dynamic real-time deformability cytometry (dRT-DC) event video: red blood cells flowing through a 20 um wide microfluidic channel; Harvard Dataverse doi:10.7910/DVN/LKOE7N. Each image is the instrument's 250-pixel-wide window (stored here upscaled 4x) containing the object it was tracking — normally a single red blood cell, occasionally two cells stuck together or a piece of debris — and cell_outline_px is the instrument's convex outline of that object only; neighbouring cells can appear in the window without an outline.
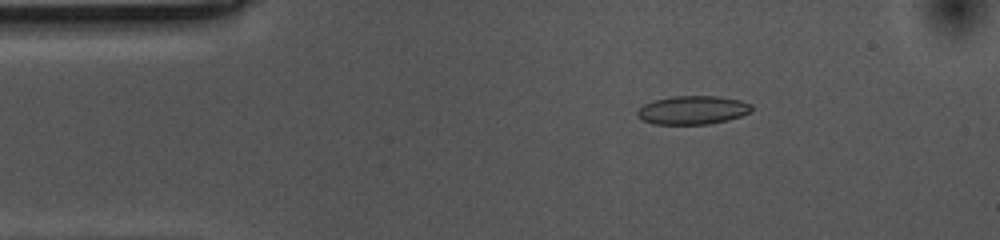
{"species": "common noctule bat (a hibernating species)", "species_latin": "Nyctalus noctula", "temperature_condition": "cold", "stored_images_in_passage": 52, "camera_frame_rate_fps": 3000, "um_per_image_px": 0.085, "animal": {"sex": "female", "body_mass_g": 10.0, "forearm_length_mm": 53.1}, "frame": {"image": 1, "passage_image": 5, "time_ms": 1.333, "image_size_px": [1000, 240], "cell_outline_px": [[752, 108], [748, 112], [740, 116], [728, 120], [708, 124], [656, 124], [644, 120], [636, 116], [636, 112], [644, 104], [652, 100], [672, 96], [716, 96], [740, 100], [752, 104]], "centroid_in_image_um": [58.85, 9.35], "position_along_channel_um": 26.1, "area_um2": 18.96}}
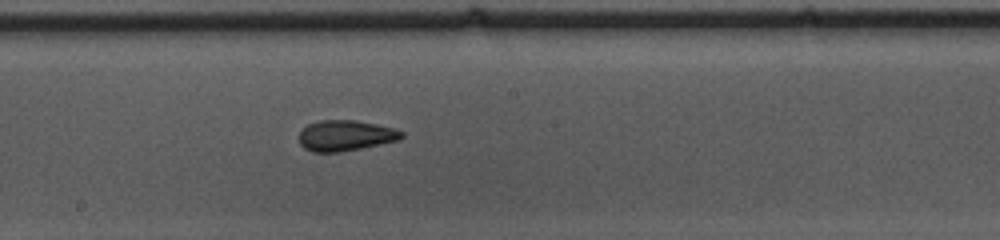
{"frame": {"image": 2, "passage_image": 25, "time_ms": 8.0, "image_size_px": [1000, 240], "cell_outline_px": [[404, 136], [400, 140], [340, 152], [312, 152], [304, 148], [300, 144], [300, 132], [308, 124], [320, 120], [356, 120], [396, 128], [404, 132]], "centroid_in_image_um": [29.4, 11.52], "position_along_channel_um": 218.8, "area_um2": 18.38}}
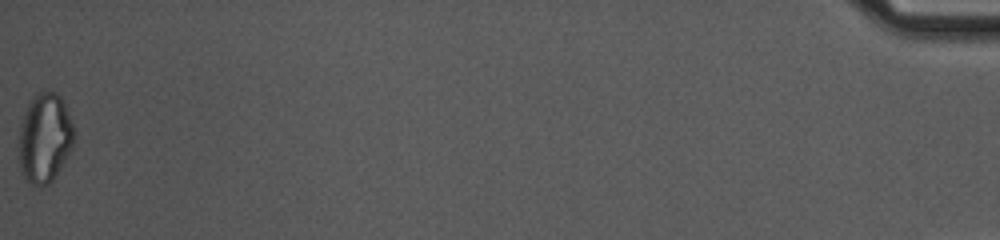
{"frame": {"image": 3, "passage_image": 52, "time_ms": 17.0, "image_size_px": [1000, 240], "cell_outline_px": [[72, 148], [60, 168], [52, 180], [48, 184], [40, 188], [24, 180], [20, 172], [20, 124], [28, 100], [36, 92], [56, 92], [60, 96], [64, 104], [72, 124]], "centroid_in_image_um": [3.76, 11.74], "position_along_channel_um": 431.4, "area_um2": 28.61}, "authors_computed_cell_mechanics": {"area_um2": 18.7272, "velocity_mm_per_s": 3.5437, "shape_relaxation_time_tau1_ms": 9.1274, "shape_relaxation_time_tau2_ms": 2.2256, "deformation_change_tau1": 0.1784, "deformation_change_tau2": 0.0923}}